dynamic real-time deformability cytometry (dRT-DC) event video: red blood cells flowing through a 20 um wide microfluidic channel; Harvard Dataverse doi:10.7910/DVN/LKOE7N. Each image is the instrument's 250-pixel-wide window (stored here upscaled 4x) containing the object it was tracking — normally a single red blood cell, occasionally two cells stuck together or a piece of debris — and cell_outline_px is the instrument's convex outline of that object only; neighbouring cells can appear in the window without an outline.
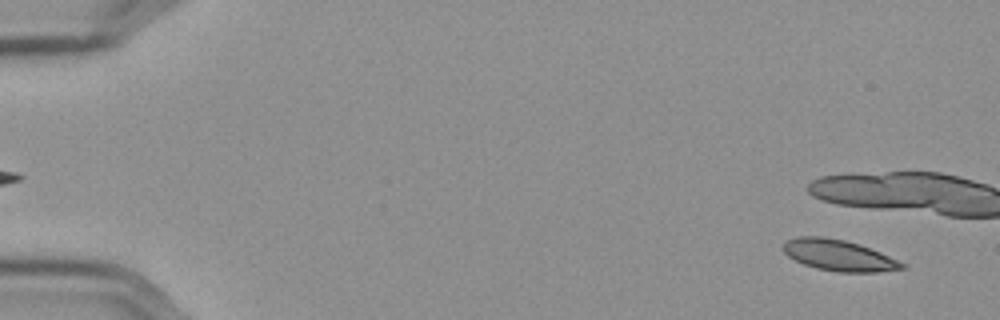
{"species": "Egyptian fruit bat (a non-hibernating species)", "species_latin": "Rousettus aegyptiacus", "temperature_condition": "cold", "stored_images_in_passage": 12, "camera_frame_rate_fps": 3000, "um_per_image_px": 0.085, "frame": {"image": 1, "passage_image": 3, "time_ms": 0.667, "image_size_px": [1000, 320], "cell_outline_px": [[908, 268], [876, 272], [836, 272], [816, 268], [804, 264], [788, 256], [780, 248], [788, 240], [796, 236], [824, 236], [844, 240], [860, 244], [880, 252], [904, 264]], "centroid_in_image_um": [71.26, 21.69], "position_along_channel_um": 13.7, "area_um2": 21.5}}